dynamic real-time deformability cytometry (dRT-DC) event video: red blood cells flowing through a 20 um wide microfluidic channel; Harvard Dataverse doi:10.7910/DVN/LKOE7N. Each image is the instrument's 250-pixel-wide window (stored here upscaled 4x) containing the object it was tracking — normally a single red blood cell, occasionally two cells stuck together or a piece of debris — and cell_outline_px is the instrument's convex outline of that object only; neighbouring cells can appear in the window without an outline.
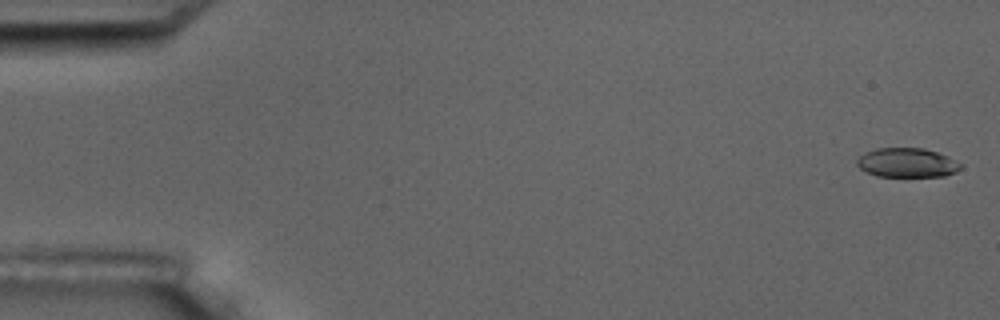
{"species": "common noctule bat (a hibernating species)", "species_latin": "Nyctalus noctula", "temperature_condition": "room temperature", "stored_images_in_passage": 9, "camera_frame_rate_fps": 3000, "um_per_image_px": 0.085, "animal": {"sex": "male", "body_mass_g": 17.5, "forearm_length_mm": 52.3}, "frame": {"image": 1, "passage_image": 1, "time_ms": 0.0, "image_size_px": [1000, 320], "cell_outline_px": [[960, 168], [956, 172], [944, 176], [876, 176], [860, 168], [856, 164], [856, 160], [864, 152], [876, 148], [924, 148], [948, 156], [960, 164]], "centroid_in_image_um": [77.07, 13.82], "position_along_channel_um": 7.9, "area_um2": 17.57}}
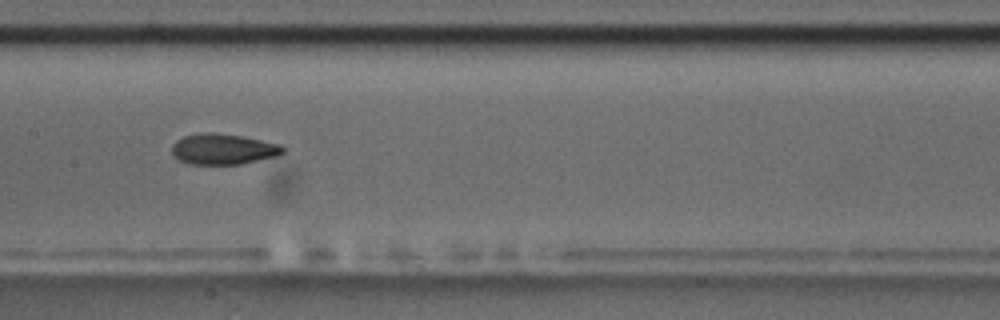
{"frame": {"image": 2, "passage_image": 8, "time_ms": 9.0, "image_size_px": [1000, 320], "cell_outline_px": [[284, 152], [276, 156], [240, 164], [188, 164], [180, 160], [172, 152], [172, 144], [176, 140], [184, 136], [200, 132], [212, 132], [240, 136], [280, 144], [284, 148]], "centroid_in_image_um": [18.94, 12.67], "position_along_channel_um": 188.5, "area_um2": 19.71}}
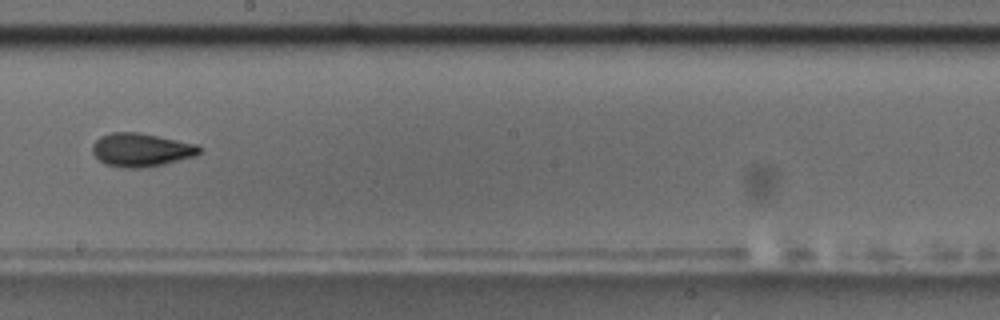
{"frame": {"image": 3, "passage_image": 9, "time_ms": 10.333, "image_size_px": [1000, 320], "cell_outline_px": [[200, 152], [196, 156], [164, 164], [140, 168], [124, 168], [104, 164], [92, 152], [92, 144], [100, 136], [112, 132], [140, 132], [196, 144], [200, 148]], "centroid_in_image_um": [11.98, 12.74], "position_along_channel_um": 236.2, "area_um2": 20.87}}